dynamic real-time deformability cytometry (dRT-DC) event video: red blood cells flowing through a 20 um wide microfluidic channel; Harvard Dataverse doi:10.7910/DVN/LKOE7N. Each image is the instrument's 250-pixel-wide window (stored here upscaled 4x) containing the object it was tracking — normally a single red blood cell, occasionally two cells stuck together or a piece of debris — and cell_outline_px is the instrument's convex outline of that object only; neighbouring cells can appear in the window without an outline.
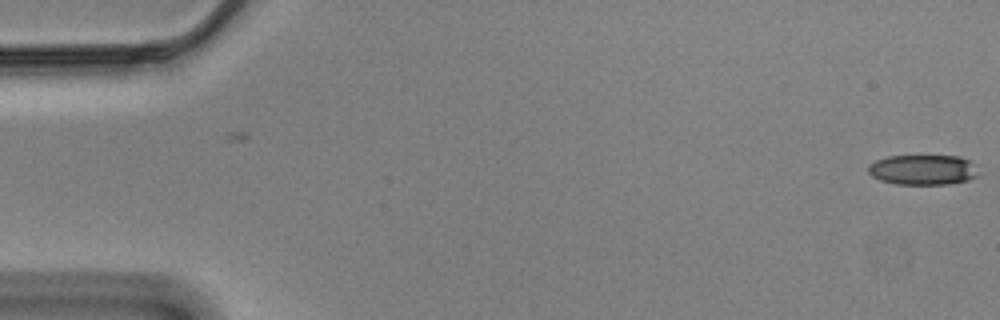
{"species": "Egyptian fruit bat (a non-hibernating species)", "species_latin": "Rousettus aegyptiacus", "temperature_condition": "cold", "stored_images_in_passage": 5, "camera_frame_rate_fps": 3000, "um_per_image_px": 0.085, "animal": {"sex": "male"}, "frame": {"image": 1, "passage_image": 5, "time_ms": 1.333, "image_size_px": [1000, 320], "cell_outline_px": [[976, 176], [968, 180], [948, 184], [896, 184], [880, 180], [872, 176], [868, 172], [868, 164], [876, 160], [888, 156], [960, 156], [968, 160]], "centroid_in_image_um": [78.35, 14.43], "position_along_channel_um": 6.7, "area_um2": 19.02}}